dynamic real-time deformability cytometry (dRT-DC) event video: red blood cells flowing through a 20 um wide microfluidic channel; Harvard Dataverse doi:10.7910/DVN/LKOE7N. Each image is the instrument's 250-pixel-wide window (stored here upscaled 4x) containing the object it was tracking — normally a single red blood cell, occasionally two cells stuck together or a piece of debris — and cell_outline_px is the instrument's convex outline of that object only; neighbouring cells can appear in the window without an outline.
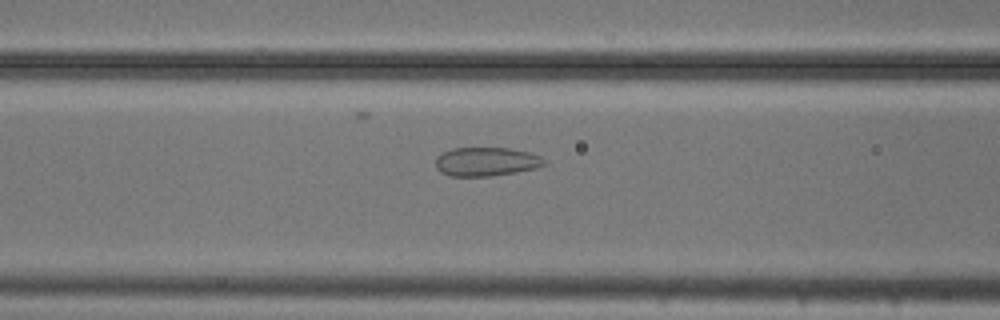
{"species": "common noctule bat (a hibernating species)", "species_latin": "Nyctalus noctula", "temperature_condition": "cold", "stored_images_in_passage": 43, "camera_frame_rate_fps": 3000, "um_per_image_px": 0.085, "animal": {"sex": "male", "body_mass_g": 20.5, "forearm_length_mm": 52.5}, "frame": {"image": 1, "passage_image": 22, "time_ms": 7.0, "image_size_px": [1000, 320], "cell_outline_px": [[548, 164], [536, 168], [516, 172], [492, 176], [448, 176], [440, 172], [436, 168], [436, 156], [452, 148], [508, 148], [528, 152], [540, 156]], "centroid_in_image_um": [41.32, 13.75], "position_along_channel_um": 125.3, "area_um2": 18.32}}
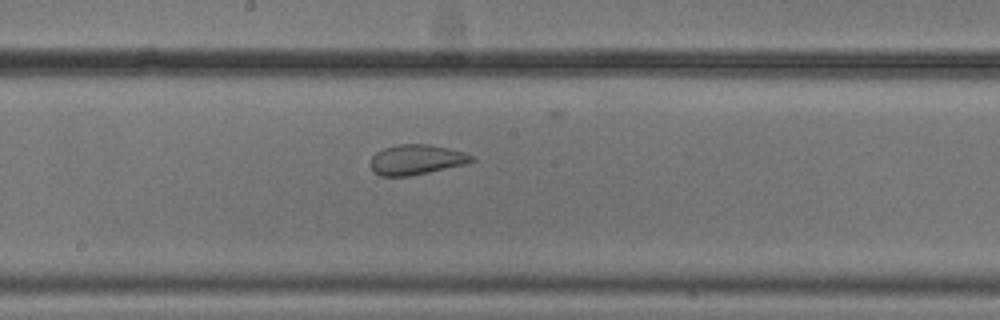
{"frame": {"image": 2, "passage_image": 29, "time_ms": 9.333, "image_size_px": [1000, 320], "cell_outline_px": [[476, 160], [468, 164], [408, 176], [380, 176], [368, 164], [372, 156], [376, 152], [384, 148], [396, 144], [428, 144], [448, 148], [464, 152], [472, 156]], "centroid_in_image_um": [35.39, 13.56], "position_along_channel_um": 212.8, "area_um2": 17.8}}
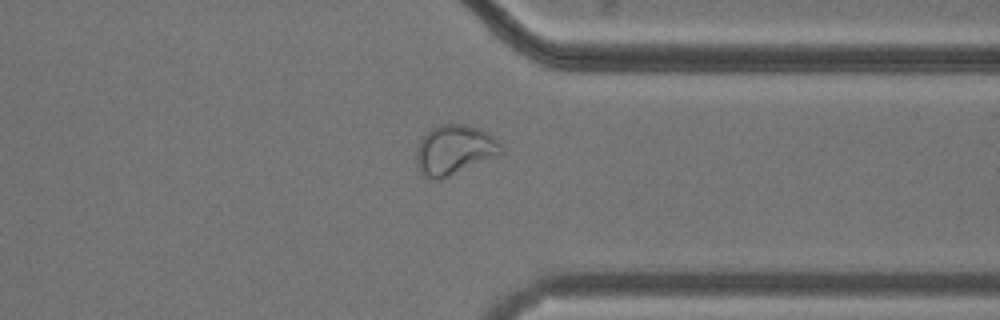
{"frame": {"image": 3, "passage_image": 42, "time_ms": 13.667, "image_size_px": [1000, 320], "cell_outline_px": [[504, 152], [500, 156], [440, 180], [432, 180], [416, 164], [416, 148], [420, 140], [432, 128], [440, 124], [468, 124], [480, 128], [488, 132], [500, 140], [504, 148]], "centroid_in_image_um": [38.71, 12.73], "position_along_channel_um": 372.7, "area_um2": 25.03}}